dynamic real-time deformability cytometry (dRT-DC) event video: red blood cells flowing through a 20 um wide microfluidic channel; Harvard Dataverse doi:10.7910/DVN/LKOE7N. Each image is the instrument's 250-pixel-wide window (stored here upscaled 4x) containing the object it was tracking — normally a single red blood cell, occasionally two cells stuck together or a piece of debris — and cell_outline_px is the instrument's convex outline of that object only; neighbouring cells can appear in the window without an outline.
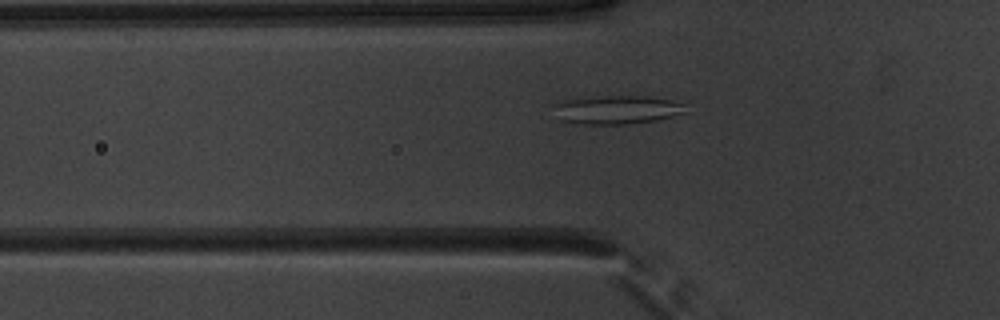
{"species": "common noctule bat (a hibernating species)", "species_latin": "Nyctalus noctula", "temperature_condition": "warm", "stored_images_in_passage": 52, "camera_frame_rate_fps": 3000, "um_per_image_px": 0.085, "animal": {"sex": "male", "body_mass_g": 20.1, "forearm_length_mm": 53.5}, "frame": {"image": 1, "passage_image": 18, "time_ms": 5.667, "image_size_px": [1000, 320], "cell_outline_px": [[684, 112], [672, 116], [656, 120], [628, 124], [584, 124], [560, 120], [556, 104], [564, 100], [604, 96], [644, 96], [668, 100], [684, 104]], "centroid_in_image_um": [52.46, 9.33], "position_along_channel_um": 73.3, "area_um2": 21.27}}
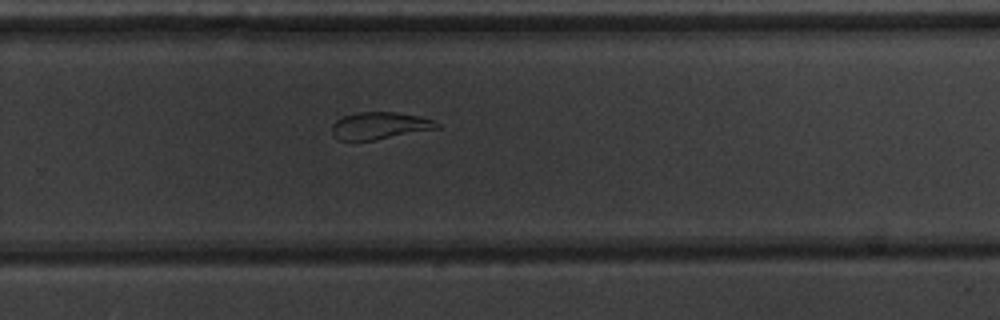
{"frame": {"image": 2, "passage_image": 35, "time_ms": 11.333, "image_size_px": [1000, 320], "cell_outline_px": [[440, 128], [376, 140], [336, 140], [332, 136], [332, 124], [336, 120], [344, 116], [356, 112], [396, 112], [420, 116], [432, 120], [440, 124]], "centroid_in_image_um": [32.26, 10.69], "position_along_channel_um": 297.5, "area_um2": 16.76}}
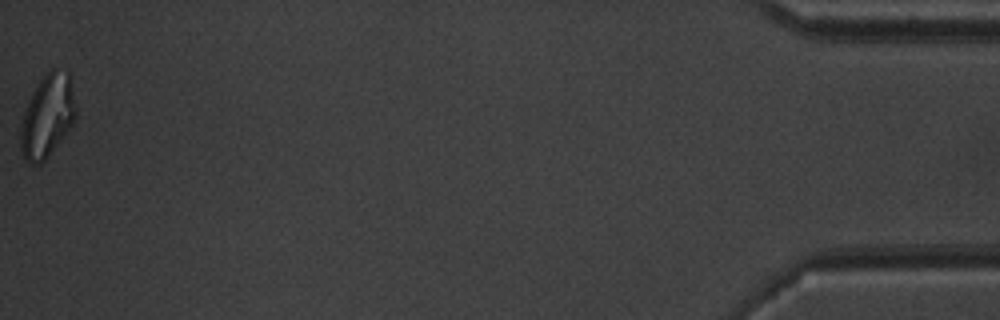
{"frame": {"image": 3, "passage_image": 52, "time_ms": 17.0, "image_size_px": [1000, 320], "cell_outline_px": [[76, 116], [72, 124], [48, 156], [40, 164], [32, 164], [24, 160], [20, 148], [20, 132], [24, 112], [32, 92], [40, 80], [52, 68], [56, 68], [68, 72], [72, 76], [76, 112]], "centroid_in_image_um": [4.03, 9.84], "position_along_channel_um": 431.2, "area_um2": 26.59}, "authors_computed_cell_mechanics": {"area_um2": 22.4553, "velocity_mm_per_s": 3.9485, "shape_relaxation_time_tau1_ms": null, "shape_relaxation_time_tau2_ms": 2.329, "deformation_change_tau1": null, "deformation_change_tau2": 0.0903}}